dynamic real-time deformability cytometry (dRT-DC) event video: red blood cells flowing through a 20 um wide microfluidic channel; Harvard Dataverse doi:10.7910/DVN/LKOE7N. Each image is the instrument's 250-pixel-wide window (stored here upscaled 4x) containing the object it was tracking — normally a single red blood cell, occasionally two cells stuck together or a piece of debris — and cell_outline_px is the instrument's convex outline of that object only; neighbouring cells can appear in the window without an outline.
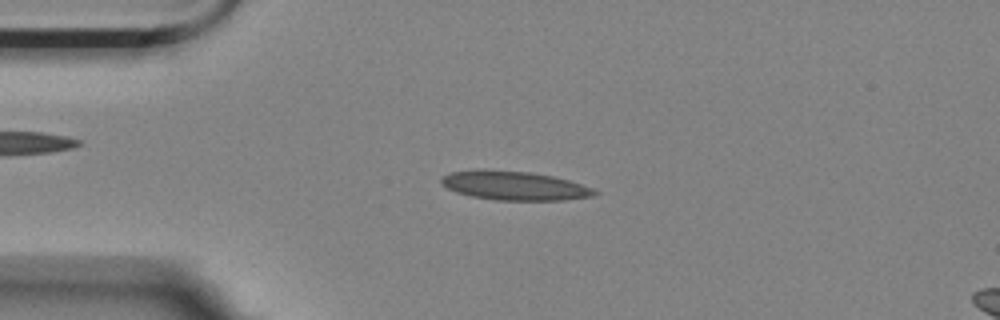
{"species": "Egyptian fruit bat (a non-hibernating species)", "species_latin": "Rousettus aegyptiacus", "temperature_condition": "room temperature", "stored_images_in_passage": 51, "camera_frame_rate_fps": 3000, "um_per_image_px": 0.085, "animal": {"sex": "female"}, "frame": {"image": 1, "passage_image": 8, "time_ms": 2.333, "image_size_px": [1000, 320], "cell_outline_px": [[600, 192], [592, 196], [564, 200], [496, 200], [472, 196], [456, 192], [440, 184], [440, 180], [448, 172], [480, 168], [484, 168], [528, 172], [552, 176], [568, 180], [592, 188]], "centroid_in_image_um": [43.66, 15.76], "position_along_channel_um": 41.3, "area_um2": 26.01}}
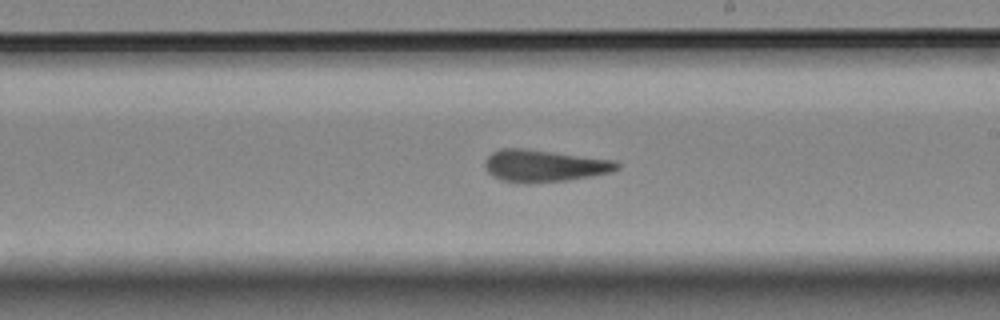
{"frame": {"image": 2, "passage_image": 27, "time_ms": 8.667, "image_size_px": [1000, 320], "cell_outline_px": [[620, 168], [612, 172], [568, 180], [532, 184], [524, 184], [500, 180], [492, 176], [488, 172], [484, 164], [484, 160], [492, 152], [500, 148], [524, 148], [616, 160], [620, 164]], "centroid_in_image_um": [46.24, 14.1], "position_along_channel_um": 242.8, "area_um2": 25.09}}
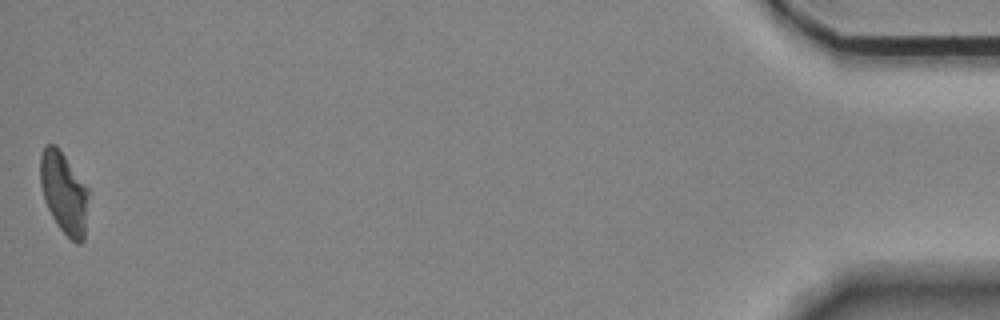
{"frame": {"image": 3, "passage_image": 51, "time_ms": 16.667, "image_size_px": [1000, 320], "cell_outline_px": [[88, 192], [84, 240], [80, 244], [76, 244], [56, 224], [44, 200], [40, 184], [40, 156], [44, 144], [56, 144], [88, 188]], "centroid_in_image_um": [5.41, 16.37], "position_along_channel_um": 429.8, "area_um2": 22.83}, "authors_computed_cell_mechanics": {"area_um2": 24.1026, "velocity_mm_per_s": 3.5178, "shape_relaxation_time_tau1_ms": 5.9219, "shape_relaxation_time_tau2_ms": 2.4476, "deformation_change_tau1": 0.2011, "deformation_change_tau2": 0.1348}}